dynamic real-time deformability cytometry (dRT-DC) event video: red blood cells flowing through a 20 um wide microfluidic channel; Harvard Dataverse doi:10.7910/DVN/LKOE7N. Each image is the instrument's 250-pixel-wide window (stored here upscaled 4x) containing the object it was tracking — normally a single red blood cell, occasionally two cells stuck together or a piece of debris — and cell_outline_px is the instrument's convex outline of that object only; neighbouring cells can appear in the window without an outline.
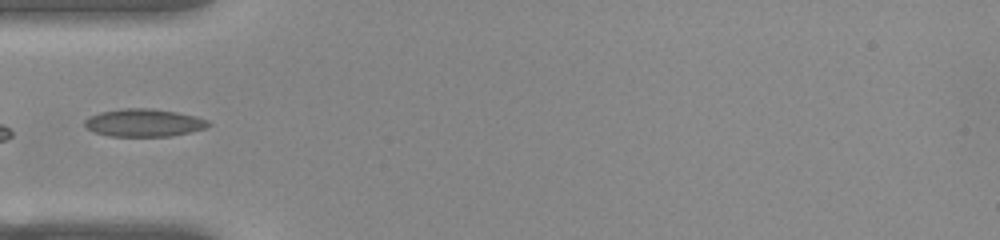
{"species": "common noctule bat (a hibernating species)", "species_latin": "Nyctalus noctula", "temperature_condition": "warm", "stored_images_in_passage": 17, "camera_frame_rate_fps": 3000, "um_per_image_px": 0.085, "animal": {"sex": "female", "body_mass_g": 22.0, "forearm_length_mm": 56.7}, "frame": {"image": 1, "passage_image": 1, "time_ms": 0.0, "image_size_px": [1000, 240], "cell_outline_px": [[212, 124], [204, 128], [172, 136], [108, 136], [96, 132], [88, 128], [84, 124], [84, 120], [88, 116], [100, 112], [124, 108], [152, 108], [176, 112], [196, 116], [208, 120]], "centroid_in_image_um": [12.22, 10.42], "position_along_channel_um": 72.8, "area_um2": 19.94}}